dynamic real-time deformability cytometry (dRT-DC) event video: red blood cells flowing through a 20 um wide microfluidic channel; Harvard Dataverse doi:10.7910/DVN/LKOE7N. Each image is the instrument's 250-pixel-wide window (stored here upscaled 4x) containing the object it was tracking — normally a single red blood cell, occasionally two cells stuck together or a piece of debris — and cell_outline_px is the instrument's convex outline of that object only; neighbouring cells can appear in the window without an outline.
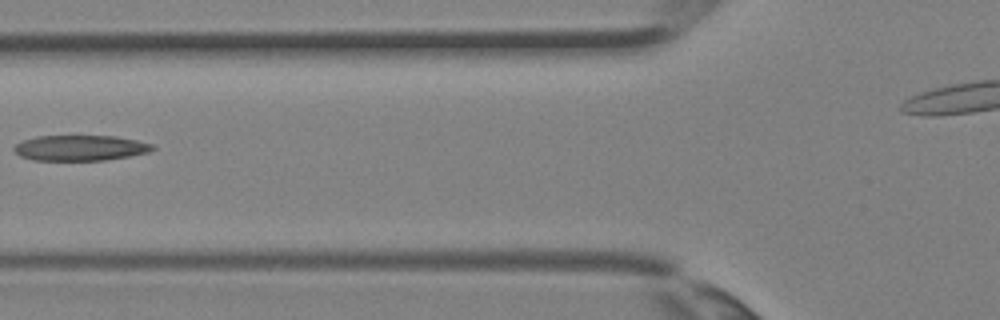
{"species": "Egyptian fruit bat (a non-hibernating species)", "species_latin": "Rousettus aegyptiacus", "temperature_condition": "room temperature", "stored_images_in_passage": 4, "camera_frame_rate_fps": 3000, "um_per_image_px": 0.085, "animal": {"sex": "female"}, "frame": {"image": 1, "passage_image": 4, "time_ms": 1.0, "image_size_px": [1000, 320], "cell_outline_px": [[156, 148], [148, 152], [128, 156], [104, 160], [32, 160], [20, 156], [12, 148], [16, 144], [24, 140], [36, 136], [116, 136], [136, 140], [152, 144]], "centroid_in_image_um": [6.8, 12.57], "position_along_channel_um": 119.0, "area_um2": 20.46}}